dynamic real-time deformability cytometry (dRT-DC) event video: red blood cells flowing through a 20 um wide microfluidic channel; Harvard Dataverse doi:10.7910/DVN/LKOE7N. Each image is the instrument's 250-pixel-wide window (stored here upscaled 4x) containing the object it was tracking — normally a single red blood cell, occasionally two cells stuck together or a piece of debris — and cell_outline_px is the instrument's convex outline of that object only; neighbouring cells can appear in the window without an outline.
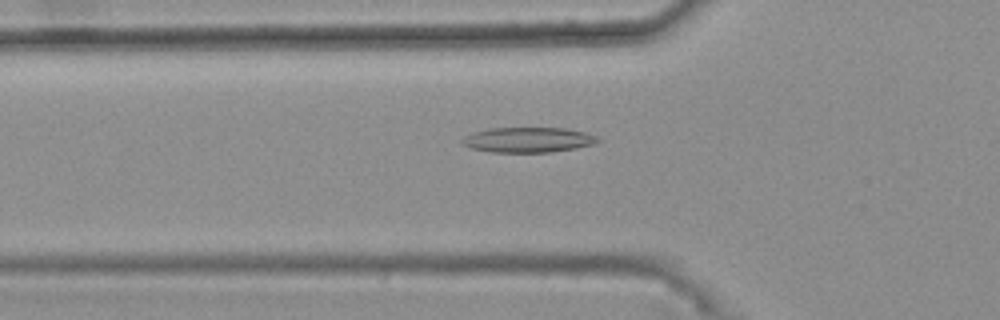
{"species": "common noctule bat (a hibernating species)", "species_latin": "Nyctalus noctula", "temperature_condition": "warm", "stored_images_in_passage": 34, "camera_frame_rate_fps": 3000, "um_per_image_px": 0.085, "animal": {"sex": "female", "body_mass_g": 25.1}, "frame": {"image": 1, "passage_image": 3, "time_ms": 0.667, "image_size_px": [1000, 320], "cell_outline_px": [[600, 140], [592, 144], [576, 148], [552, 152], [492, 152], [472, 148], [464, 144], [460, 140], [464, 136], [472, 132], [492, 128], [568, 128], [588, 132], [596, 136]], "centroid_in_image_um": [44.91, 11.88], "position_along_channel_um": 80.9, "area_um2": 19.88}}
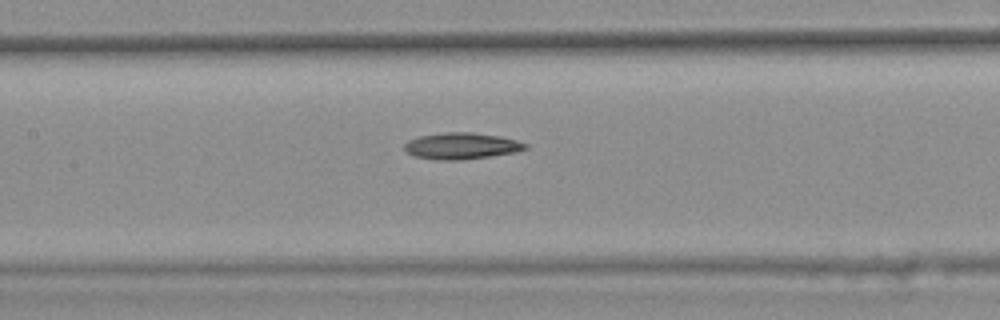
{"frame": {"image": 2, "passage_image": 10, "time_ms": 3.0, "image_size_px": [1000, 320], "cell_outline_px": [[528, 148], [516, 152], [464, 160], [436, 160], [416, 156], [408, 152], [404, 148], [404, 144], [408, 140], [420, 136], [444, 132], [472, 132], [500, 136], [516, 140], [528, 144]], "centroid_in_image_um": [39.25, 12.4], "position_along_channel_um": 168.2, "area_um2": 18.67}}
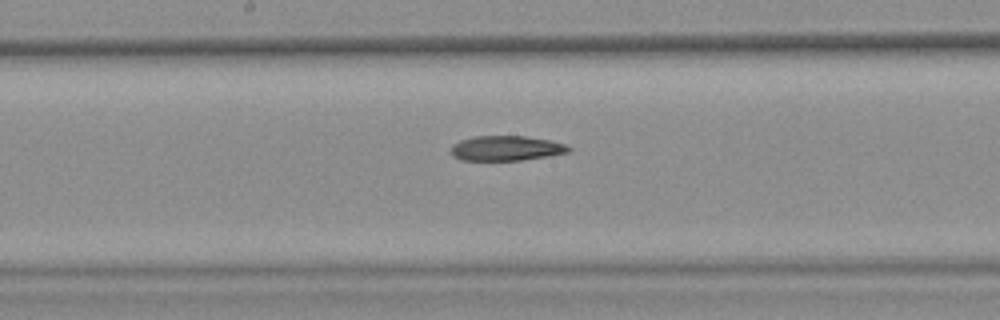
{"frame": {"image": 3, "passage_image": 13, "time_ms": 4.0, "image_size_px": [1000, 320], "cell_outline_px": [[572, 148], [568, 152], [548, 156], [520, 160], [460, 160], [452, 156], [452, 144], [460, 140], [472, 136], [524, 136], [548, 140], [564, 144]], "centroid_in_image_um": [42.98, 12.6], "position_along_channel_um": 205.2, "area_um2": 16.99}}